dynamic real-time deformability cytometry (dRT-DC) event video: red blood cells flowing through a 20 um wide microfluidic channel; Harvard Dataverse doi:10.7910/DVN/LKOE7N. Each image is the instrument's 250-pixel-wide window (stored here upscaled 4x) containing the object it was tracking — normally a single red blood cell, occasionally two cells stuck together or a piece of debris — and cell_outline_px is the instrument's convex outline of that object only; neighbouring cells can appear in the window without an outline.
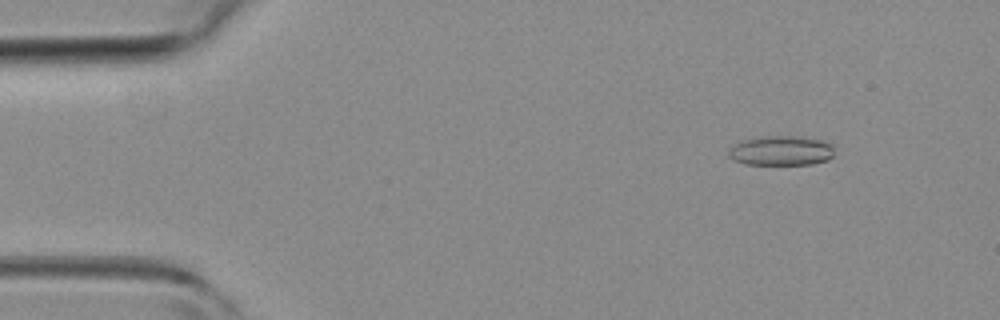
{"species": "common noctule bat (a hibernating species)", "species_latin": "Nyctalus noctula", "temperature_condition": "room temperature", "stored_images_in_passage": 41, "camera_frame_rate_fps": 3000, "um_per_image_px": 0.085, "animal": {"sex": "female", "body_mass_g": 19.3, "forearm_length_mm": 54.1}, "frame": {"image": 1, "passage_image": 3, "time_ms": 0.667, "image_size_px": [1000, 320], "cell_outline_px": [[832, 156], [828, 160], [812, 164], [744, 164], [732, 160], [728, 156], [728, 148], [740, 140], [760, 136], [796, 136], [820, 140], [832, 144]], "centroid_in_image_um": [66.32, 12.8], "position_along_channel_um": 18.7, "area_um2": 18.44}}
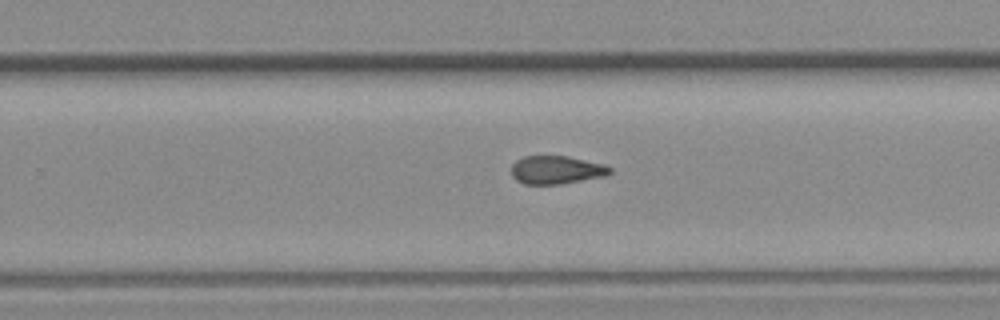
{"frame": {"image": 2, "passage_image": 25, "time_ms": 8.0, "image_size_px": [1000, 320], "cell_outline_px": [[612, 172], [604, 176], [560, 184], [524, 184], [516, 180], [512, 176], [512, 164], [516, 160], [524, 156], [568, 156], [604, 164], [612, 168]], "centroid_in_image_um": [47.28, 14.44], "position_along_channel_um": 282.5, "area_um2": 16.18}}
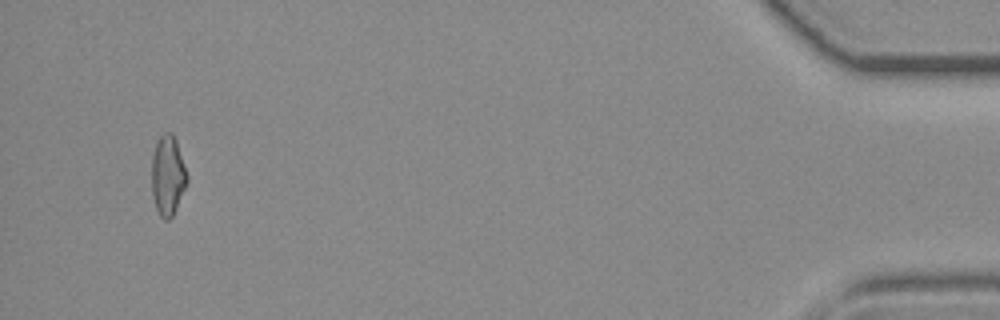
{"frame": {"image": 3, "passage_image": 39, "time_ms": 12.667, "image_size_px": [1000, 320], "cell_outline_px": [[188, 180], [176, 208], [172, 216], [168, 220], [164, 220], [160, 216], [156, 208], [152, 196], [152, 156], [156, 144], [160, 136], [164, 132], [172, 132], [176, 140], [188, 176]], "centroid_in_image_um": [14.25, 14.91], "position_along_channel_um": 420.9, "area_um2": 16.36}}